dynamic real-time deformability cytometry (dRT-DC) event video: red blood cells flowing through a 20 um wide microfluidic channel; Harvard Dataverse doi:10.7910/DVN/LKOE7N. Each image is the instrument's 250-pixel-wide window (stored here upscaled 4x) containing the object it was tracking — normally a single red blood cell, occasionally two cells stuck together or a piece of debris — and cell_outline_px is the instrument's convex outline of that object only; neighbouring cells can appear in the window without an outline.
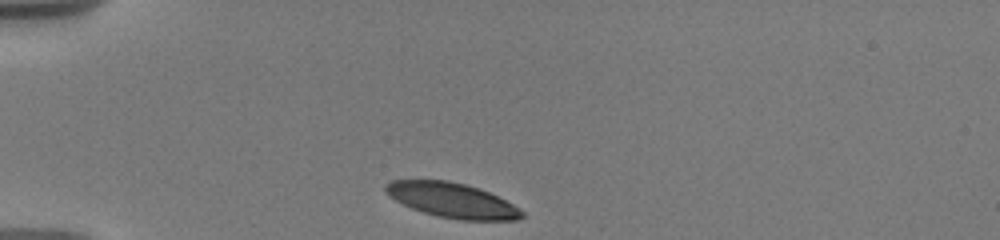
{"species": "human", "species_latin": "Homo sapiens", "temperature_condition": "warm", "stored_images_in_passage": 8, "camera_frame_rate_fps": 3000, "um_per_image_px": 0.085, "donor": {"sex": "male"}, "frame": {"image": 1, "passage_image": 1, "time_ms": 0.0, "image_size_px": [1000, 240], "cell_outline_px": [[524, 216], [516, 220], [460, 220], [440, 216], [424, 212], [412, 208], [396, 200], [384, 192], [384, 188], [392, 180], [448, 180], [464, 184], [488, 192], [512, 204], [524, 212]], "centroid_in_image_um": [38.42, 17.02], "position_along_channel_um": 46.6, "area_um2": 27.17}}